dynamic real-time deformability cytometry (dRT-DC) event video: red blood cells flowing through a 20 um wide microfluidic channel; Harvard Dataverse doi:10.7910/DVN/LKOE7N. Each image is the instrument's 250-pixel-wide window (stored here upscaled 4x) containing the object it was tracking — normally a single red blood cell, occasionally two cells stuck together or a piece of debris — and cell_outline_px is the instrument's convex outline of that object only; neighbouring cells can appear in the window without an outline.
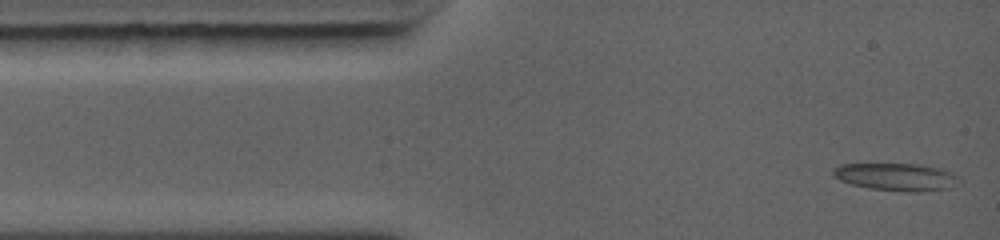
{"species": "common noctule bat (a hibernating species)", "species_latin": "Nyctalus noctula", "temperature_condition": "warm", "stored_images_in_passage": 26, "camera_frame_rate_fps": 5000, "um_per_image_px": 0.085, "animal": {"sex": "female", "body_mass_g": 19.0, "forearm_length_mm": 56.7}, "frame": {"image": 1, "passage_image": 1, "time_ms": 0.0, "image_size_px": [1000, 240], "cell_outline_px": [[960, 184], [948, 188], [920, 192], [904, 192], [868, 188], [852, 184], [840, 180], [832, 176], [832, 168], [840, 164], [916, 164], [940, 168], [952, 172], [960, 180]], "centroid_in_image_um": [76.18, 15.04], "position_along_channel_um": 8.8, "area_um2": 20.4}}
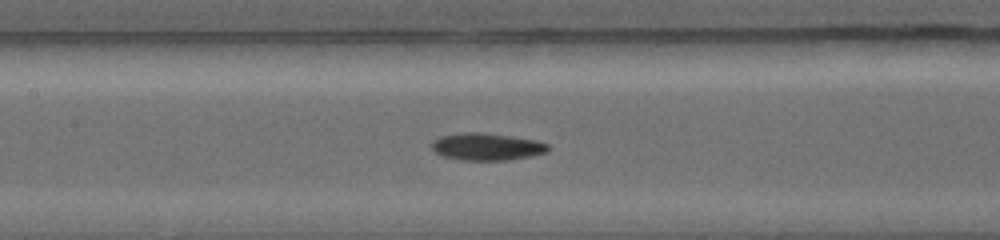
{"frame": {"image": 2, "passage_image": 15, "time_ms": 5.0, "image_size_px": [1000, 240], "cell_outline_px": [[552, 148], [548, 152], [532, 156], [512, 160], [460, 160], [444, 156], [436, 152], [432, 148], [432, 144], [440, 136], [460, 132], [480, 132], [512, 136], [536, 140], [548, 144]], "centroid_in_image_um": [41.44, 12.47], "position_along_channel_um": 166.0, "area_um2": 18.61}}
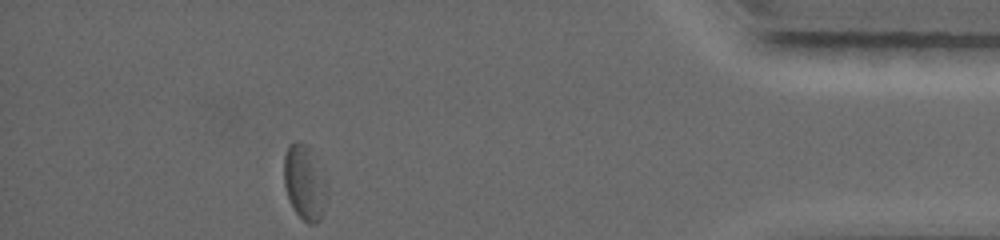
{"frame": {"image": 3, "passage_image": 26, "time_ms": 11.8, "image_size_px": [1000, 240], "cell_outline_px": [[328, 196], [320, 220], [316, 224], [308, 224], [292, 208], [288, 200], [284, 184], [284, 156], [288, 144], [296, 140], [308, 144], [328, 184]], "centroid_in_image_um": [25.9, 15.51], "position_along_channel_um": 409.3, "area_um2": 19.25}, "authors_computed_cell_mechanics": {"area_um2": 18.5249, "velocity_mm_per_s": 4.3947, "shape_relaxation_time_tau1_ms": 3.5258, "shape_relaxation_time_tau2_ms": 4.306, "deformation_change_tau1": 0.0976, "deformation_change_tau2": 0.0781}}